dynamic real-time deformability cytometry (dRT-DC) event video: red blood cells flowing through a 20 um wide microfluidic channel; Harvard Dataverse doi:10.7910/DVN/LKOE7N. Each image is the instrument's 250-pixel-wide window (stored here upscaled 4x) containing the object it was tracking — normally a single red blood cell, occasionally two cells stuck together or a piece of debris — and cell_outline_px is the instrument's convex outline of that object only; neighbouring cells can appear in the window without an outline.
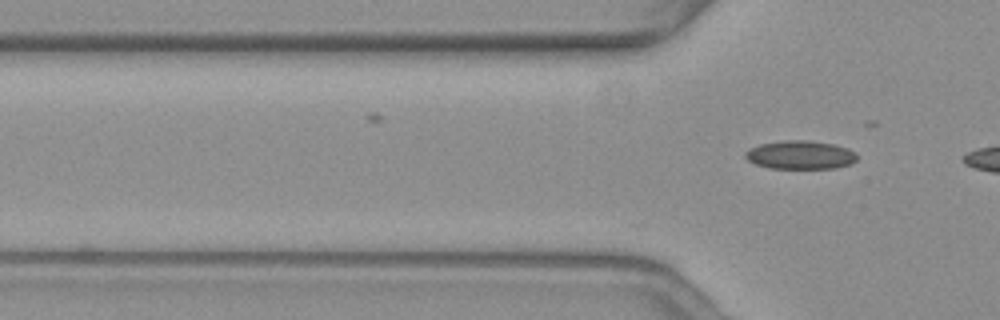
{"species": "common noctule bat (a hibernating species)", "species_latin": "Nyctalus noctula", "temperature_condition": "warm", "stored_images_in_passage": 4, "camera_frame_rate_fps": 3000, "um_per_image_px": 0.085, "animal": {"sex": "female", "body_mass_g": 19.3, "forearm_length_mm": 54.1}, "frame": {"image": 1, "passage_image": 4, "time_ms": 1.0, "image_size_px": [1000, 320], "cell_outline_px": [[856, 160], [848, 164], [836, 168], [768, 168], [756, 164], [748, 160], [744, 156], [744, 152], [748, 148], [760, 144], [784, 140], [808, 140], [836, 144], [848, 148], [856, 152]], "centroid_in_image_um": [68.01, 13.15], "position_along_channel_um": 57.8, "area_um2": 18.67}}